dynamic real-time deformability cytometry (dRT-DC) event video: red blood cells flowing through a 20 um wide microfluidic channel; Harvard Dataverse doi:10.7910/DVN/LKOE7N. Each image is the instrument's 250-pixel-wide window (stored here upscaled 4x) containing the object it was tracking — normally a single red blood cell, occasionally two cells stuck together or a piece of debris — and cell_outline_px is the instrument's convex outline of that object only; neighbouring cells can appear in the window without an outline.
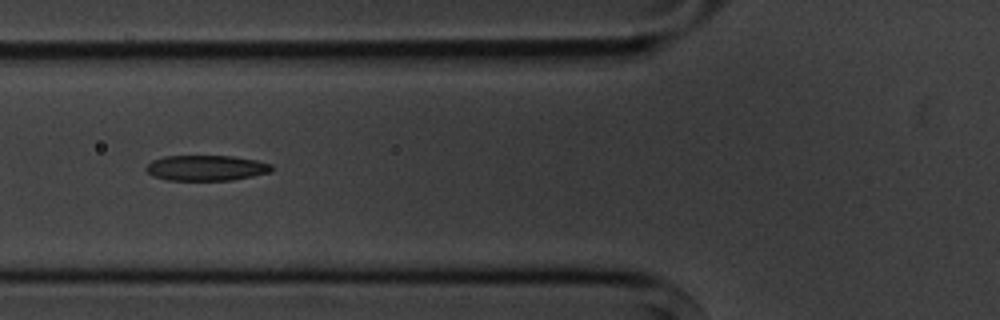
{"species": "common noctule bat (a hibernating species)", "species_latin": "Nyctalus noctula", "temperature_condition": "cold", "stored_images_in_passage": 6, "camera_frame_rate_fps": 3000, "um_per_image_px": 0.085, "animal": {"sex": "male", "body_mass_g": 20.1, "forearm_length_mm": 53.5}, "frame": {"image": 1, "passage_image": 6, "time_ms": 5.667, "image_size_px": [1000, 320], "cell_outline_px": [[272, 172], [232, 180], [168, 180], [152, 176], [144, 168], [152, 160], [164, 156], [232, 156], [256, 160], [272, 164]], "centroid_in_image_um": [17.52, 14.27], "position_along_channel_um": 108.3, "area_um2": 18.67}}